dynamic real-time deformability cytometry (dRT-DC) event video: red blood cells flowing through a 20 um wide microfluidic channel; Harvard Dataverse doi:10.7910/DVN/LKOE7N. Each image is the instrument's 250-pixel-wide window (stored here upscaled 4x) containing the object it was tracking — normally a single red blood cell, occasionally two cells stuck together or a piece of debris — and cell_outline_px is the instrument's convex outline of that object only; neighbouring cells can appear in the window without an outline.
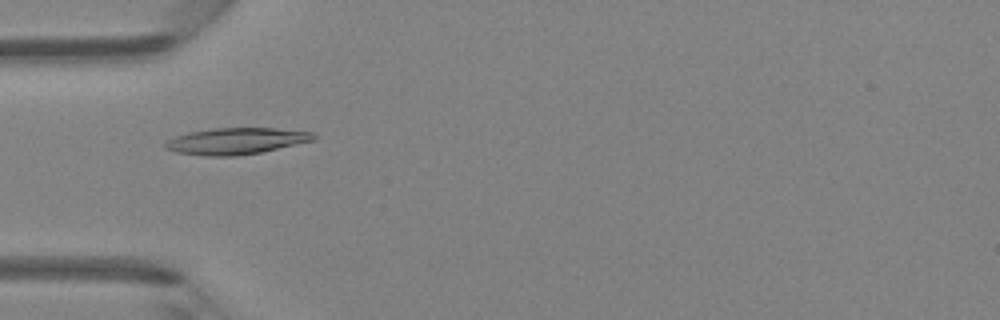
{"species": "Egyptian fruit bat (a non-hibernating species)", "species_latin": "Rousettus aegyptiacus", "temperature_condition": "room temperature", "stored_images_in_passage": 5, "camera_frame_rate_fps": 3000, "um_per_image_px": 0.085, "animal": {"sex": "female"}, "frame": {"image": 1, "passage_image": 5, "time_ms": 4.333, "image_size_px": [1000, 320], "cell_outline_px": [[316, 140], [260, 152], [236, 156], [204, 156], [176, 152], [164, 148], [164, 144], [168, 140], [176, 136], [188, 132], [212, 128], [276, 128], [312, 132], [316, 136]], "centroid_in_image_um": [20.06, 11.99], "position_along_channel_um": 64.9, "area_um2": 22.89}}